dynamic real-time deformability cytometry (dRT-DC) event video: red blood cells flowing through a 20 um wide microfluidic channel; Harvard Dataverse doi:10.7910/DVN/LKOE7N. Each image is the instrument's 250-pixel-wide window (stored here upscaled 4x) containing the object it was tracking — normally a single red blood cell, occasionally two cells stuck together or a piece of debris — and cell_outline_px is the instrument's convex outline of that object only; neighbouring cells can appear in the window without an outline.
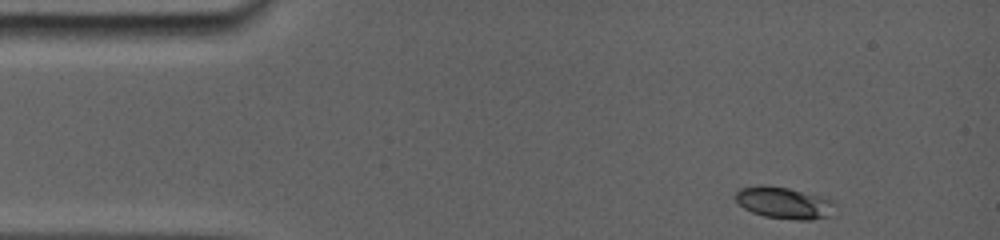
{"species": "common noctule bat (a hibernating species)", "species_latin": "Nyctalus noctula", "temperature_condition": "room temperature", "stored_images_in_passage": 71, "camera_frame_rate_fps": 5000, "um_per_image_px": 0.085, "animal": {"sex": "female", "body_mass_g": 19.0, "forearm_length_mm": 56.7}, "frame": {"image": 1, "passage_image": 1, "time_ms": 0.0, "image_size_px": [1000, 240], "cell_outline_px": [[836, 216], [812, 220], [796, 220], [764, 216], [752, 212], [744, 208], [736, 200], [736, 192], [740, 188], [788, 188], [828, 196], [836, 200]], "centroid_in_image_um": [66.87, 17.3], "position_along_channel_um": 18.1, "area_um2": 18.5}}
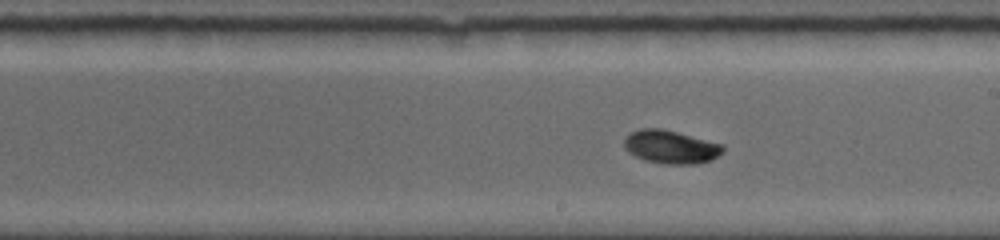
{"frame": {"image": 2, "passage_image": 37, "time_ms": 7.6, "image_size_px": [1000, 240], "cell_outline_px": [[724, 152], [712, 160], [696, 164], [664, 164], [644, 160], [628, 152], [624, 148], [624, 140], [632, 132], [640, 128], [660, 128], [724, 144]], "centroid_in_image_um": [57.04, 12.5], "position_along_channel_um": 232.0, "area_um2": 19.19}}
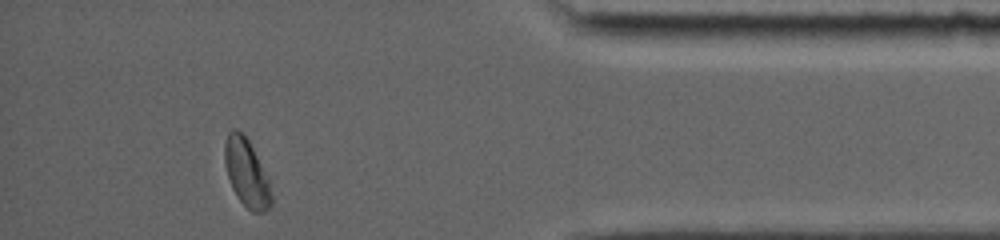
{"frame": {"image": 3, "passage_image": 69, "time_ms": 13.0, "image_size_px": [1000, 240], "cell_outline_px": [[272, 204], [264, 212], [252, 212], [240, 200], [232, 188], [224, 164], [224, 144], [228, 132], [232, 128], [236, 128], [244, 132], [268, 176], [272, 196]], "centroid_in_image_um": [20.95, 14.65], "position_along_channel_um": 414.2, "area_um2": 18.61}, "authors_computed_cell_mechanics": {"area_um2": 18.3804, "velocity_mm_per_s": 3.8343, "shape_relaxation_time_tau1_ms": 2.5, "shape_relaxation_time_tau2_ms": 0.8287, "deformation_change_tau1": 0.1463, "deformation_change_tau2": 0.0264}}